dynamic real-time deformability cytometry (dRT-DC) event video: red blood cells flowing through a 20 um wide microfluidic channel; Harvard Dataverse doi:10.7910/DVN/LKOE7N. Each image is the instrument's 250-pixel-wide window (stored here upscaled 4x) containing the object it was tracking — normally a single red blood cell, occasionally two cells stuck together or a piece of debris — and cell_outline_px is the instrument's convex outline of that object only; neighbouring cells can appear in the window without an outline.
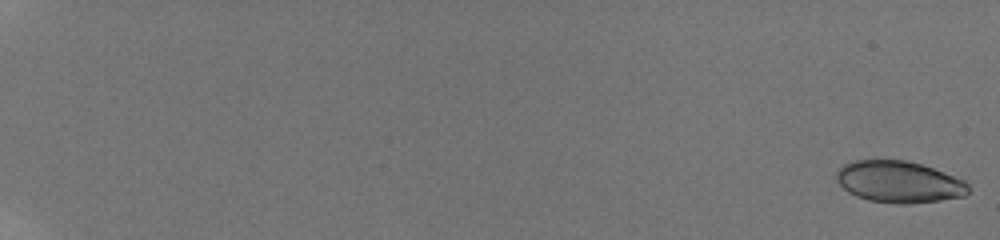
{"species": "human", "species_latin": "Homo sapiens", "temperature_condition": "room temperature", "stored_images_in_passage": 30, "camera_frame_rate_fps": 3000, "um_per_image_px": 0.085, "donor": {"sex": "male"}, "frame": {"image": 1, "passage_image": 1, "time_ms": 0.0, "image_size_px": [1000, 240], "cell_outline_px": [[968, 192], [964, 196], [940, 200], [908, 204], [896, 204], [868, 200], [856, 196], [848, 192], [836, 180], [836, 172], [844, 164], [856, 160], [904, 160], [920, 164], [944, 172], [964, 180], [968, 184]], "centroid_in_image_um": [76.4, 15.47], "position_along_channel_um": 8.6, "area_um2": 31.91}}
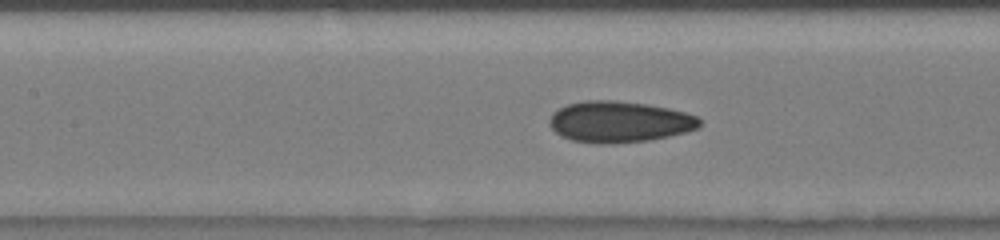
{"frame": {"image": 2, "passage_image": 15, "time_ms": 10.0, "image_size_px": [1000, 240], "cell_outline_px": [[700, 124], [696, 128], [688, 132], [648, 140], [612, 144], [600, 144], [572, 140], [560, 136], [548, 124], [548, 120], [552, 112], [568, 104], [588, 100], [616, 100], [644, 104], [668, 108], [684, 112], [696, 116], [700, 120]], "centroid_in_image_um": [52.6, 10.36], "position_along_channel_um": 154.8, "area_um2": 36.01}}
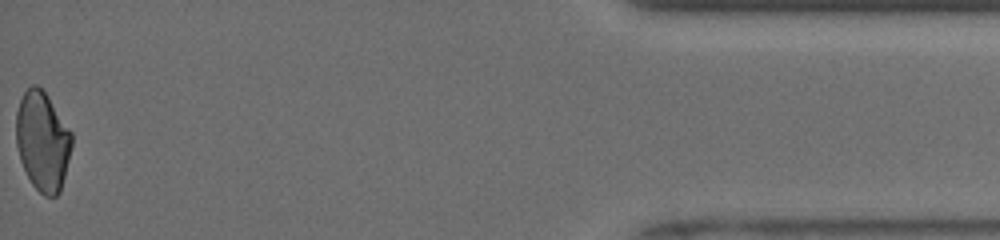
{"frame": {"image": 3, "passage_image": 30, "time_ms": 18.667, "image_size_px": [1000, 240], "cell_outline_px": [[72, 144], [60, 192], [56, 196], [44, 196], [32, 184], [20, 160], [16, 144], [16, 112], [20, 100], [24, 92], [32, 84], [36, 84], [48, 96], [72, 132]], "centroid_in_image_um": [3.61, 11.99], "position_along_channel_um": 431.6, "area_um2": 32.02}, "authors_computed_cell_mechanics": {"area_um2": 34.1887, "velocity_mm_per_s": 3.963, "shape_relaxation_time_tau1_ms": null, "shape_relaxation_time_tau2_ms": 2.2556, "deformation_change_tau1": null, "deformation_change_tau2": 0.0653}}